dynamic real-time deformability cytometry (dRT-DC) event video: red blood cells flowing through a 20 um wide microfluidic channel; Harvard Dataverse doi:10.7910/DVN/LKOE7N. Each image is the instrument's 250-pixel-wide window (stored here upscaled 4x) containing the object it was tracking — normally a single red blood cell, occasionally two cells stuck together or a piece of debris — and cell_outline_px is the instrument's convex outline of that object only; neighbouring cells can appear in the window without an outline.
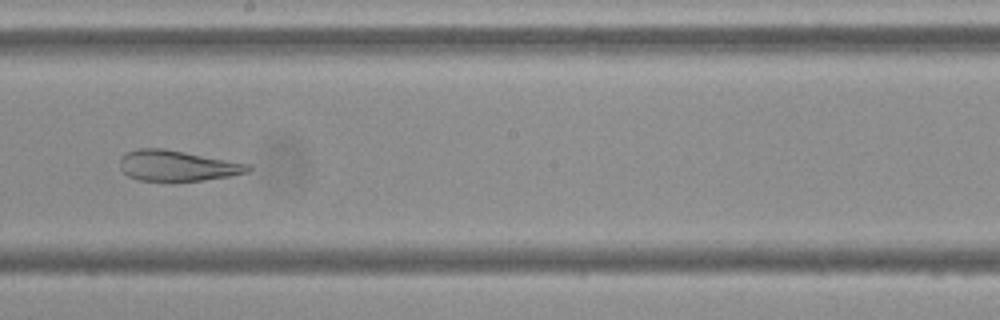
{"species": "Egyptian fruit bat (a non-hibernating species)", "species_latin": "Rousettus aegyptiacus", "temperature_condition": "cold", "stored_images_in_passage": 9, "camera_frame_rate_fps": 3000, "um_per_image_px": 0.085, "frame": {"image": 1, "passage_image": 7, "time_ms": 8.0, "image_size_px": [1000, 320], "cell_outline_px": [[252, 168], [248, 172], [228, 176], [204, 180], [140, 180], [128, 176], [120, 168], [120, 156], [124, 152], [136, 148], [164, 148], [252, 164]], "centroid_in_image_um": [15.06, 14.06], "position_along_channel_um": 233.1, "area_um2": 22.95}}
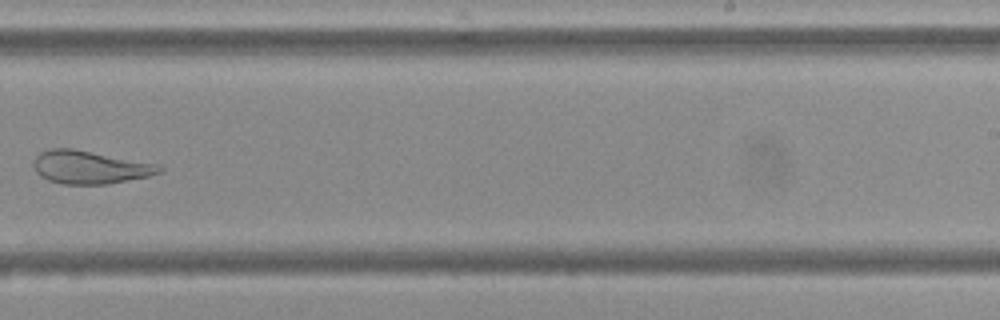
{"frame": {"image": 2, "passage_image": 8, "time_ms": 9.333, "image_size_px": [1000, 320], "cell_outline_px": [[164, 168], [160, 172], [148, 176], [108, 184], [60, 184], [48, 180], [40, 176], [36, 172], [32, 164], [32, 160], [40, 152], [52, 148], [72, 148], [160, 164]], "centroid_in_image_um": [7.62, 14.21], "position_along_channel_um": 281.4, "area_um2": 24.39}}